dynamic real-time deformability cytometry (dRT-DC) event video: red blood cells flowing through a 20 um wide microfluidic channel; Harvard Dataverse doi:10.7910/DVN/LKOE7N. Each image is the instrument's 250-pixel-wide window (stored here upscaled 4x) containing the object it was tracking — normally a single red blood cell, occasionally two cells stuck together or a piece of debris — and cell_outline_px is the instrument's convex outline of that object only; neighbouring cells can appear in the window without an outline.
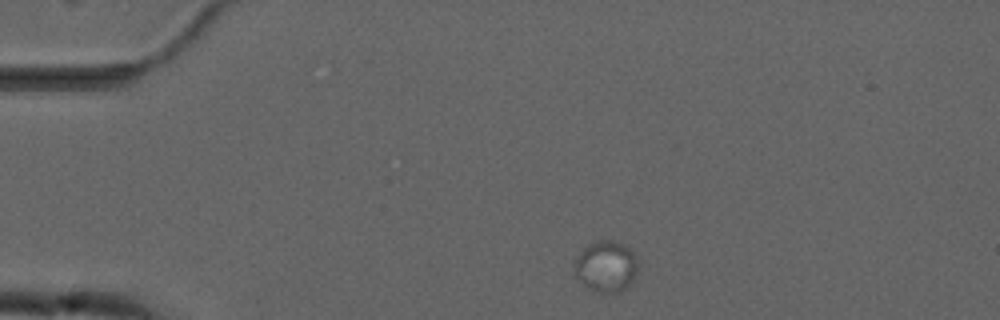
{"species": "common noctule bat (a hibernating species)", "species_latin": "Nyctalus noctula", "temperature_condition": "cold", "stored_images_in_passage": 7, "camera_frame_rate_fps": 3000, "um_per_image_px": 0.085, "animal": {"sex": "male", "forearm_length_mm": 52.5}, "frame": {"image": 1, "passage_image": 1, "time_ms": 0.0, "image_size_px": [1000, 320], "cell_outline_px": [[636, 276], [620, 292], [596, 292], [588, 288], [572, 272], [572, 264], [580, 252], [588, 244], [596, 240], [616, 240], [628, 248], [636, 256]], "centroid_in_image_um": [51.46, 22.63], "position_along_channel_um": 33.5, "area_um2": 18.96}}
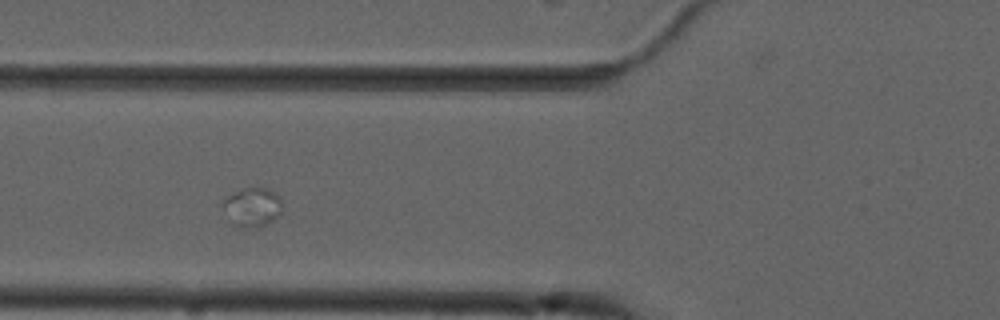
{"frame": {"image": 2, "passage_image": 4, "time_ms": 3.333, "image_size_px": [1000, 320], "cell_outline_px": [[284, 212], [280, 216], [268, 224], [232, 224], [220, 204], [228, 196], [244, 188], [264, 188], [272, 192], [280, 200]], "centroid_in_image_um": [21.46, 17.57], "position_along_channel_um": 104.3, "area_um2": 12.89}}
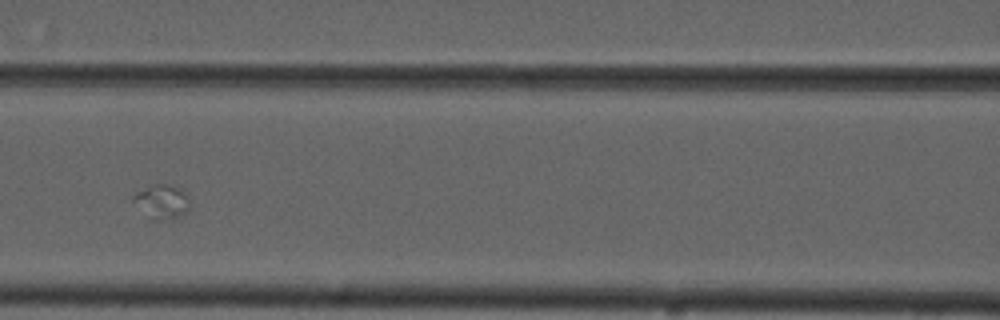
{"frame": {"image": 3, "passage_image": 5, "time_ms": 4.667, "image_size_px": [1000, 320], "cell_outline_px": [[188, 212], [172, 220], [152, 220], [132, 204], [132, 196], [136, 192], [152, 184], [164, 184], [180, 188], [184, 192], [188, 208]], "centroid_in_image_um": [13.68, 17.17], "position_along_channel_um": 152.9, "area_um2": 11.33}}